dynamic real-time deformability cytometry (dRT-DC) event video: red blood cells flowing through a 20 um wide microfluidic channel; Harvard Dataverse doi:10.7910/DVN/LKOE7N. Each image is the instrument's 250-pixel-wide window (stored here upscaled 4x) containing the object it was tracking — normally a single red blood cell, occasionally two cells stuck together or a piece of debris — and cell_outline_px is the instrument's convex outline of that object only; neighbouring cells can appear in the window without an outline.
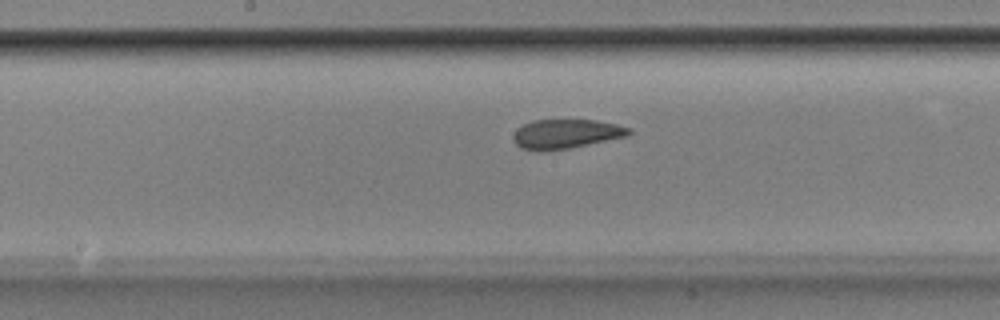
{"species": "Egyptian fruit bat (a non-hibernating species)", "species_latin": "Rousettus aegyptiacus", "temperature_condition": "room temperature", "stored_images_in_passage": 37, "camera_frame_rate_fps": 3000, "um_per_image_px": 0.085, "animal": {"sex": "male"}, "frame": {"image": 1, "passage_image": 21, "time_ms": 6.667, "image_size_px": [1000, 320], "cell_outline_px": [[632, 132], [628, 136], [568, 148], [520, 148], [512, 140], [512, 136], [516, 128], [532, 120], [596, 120], [616, 124], [632, 128]], "centroid_in_image_um": [48.14, 11.34], "position_along_channel_um": 200.1, "area_um2": 19.25}}
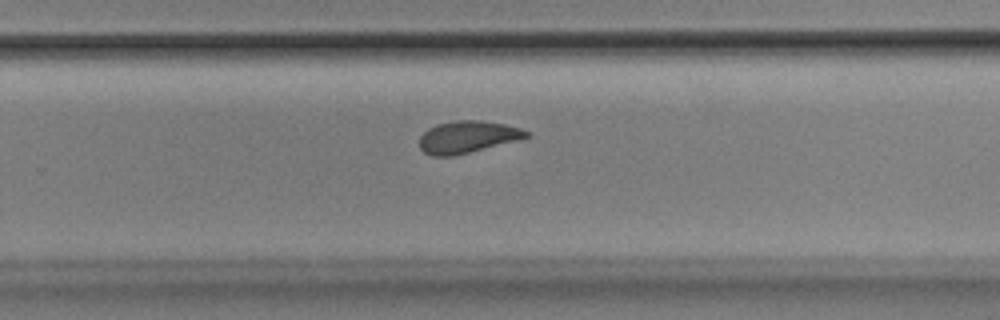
{"frame": {"image": 2, "passage_image": 28, "time_ms": 9.0, "image_size_px": [1000, 320], "cell_outline_px": [[532, 136], [452, 156], [432, 156], [424, 152], [420, 148], [420, 136], [428, 128], [436, 124], [452, 120], [480, 120], [504, 124], [520, 128], [532, 132]], "centroid_in_image_um": [39.73, 11.62], "position_along_channel_um": 290.1, "area_um2": 19.88}}
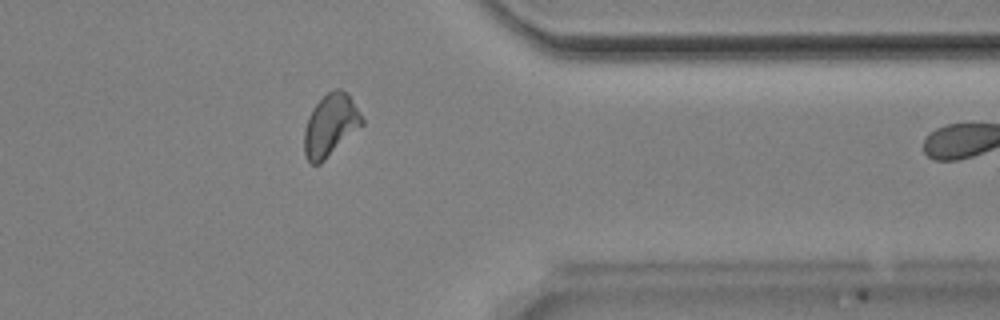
{"frame": {"image": 3, "passage_image": 36, "time_ms": 11.667, "image_size_px": [1000, 320], "cell_outline_px": [[364, 124], [320, 164], [312, 164], [308, 160], [304, 152], [304, 128], [308, 116], [312, 108], [328, 92], [336, 88], [340, 88], [348, 92], [360, 112], [364, 120]], "centroid_in_image_um": [28.09, 10.62], "position_along_channel_um": 383.3, "area_um2": 20.98}}